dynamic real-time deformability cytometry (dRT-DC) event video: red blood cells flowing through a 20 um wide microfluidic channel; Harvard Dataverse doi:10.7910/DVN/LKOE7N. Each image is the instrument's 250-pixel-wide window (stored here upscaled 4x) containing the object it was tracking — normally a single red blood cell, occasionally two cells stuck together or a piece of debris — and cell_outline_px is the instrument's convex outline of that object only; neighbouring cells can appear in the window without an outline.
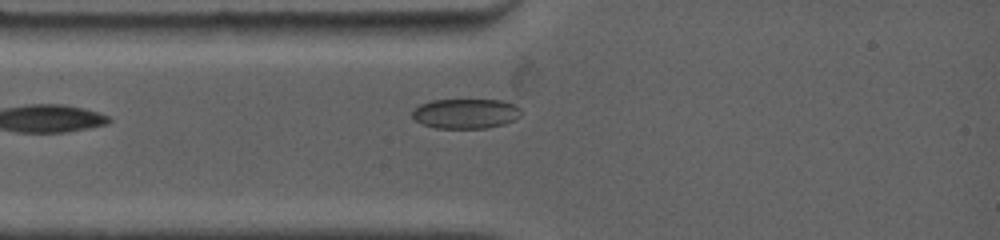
{"species": "common noctule bat (a hibernating species)", "species_latin": "Nyctalus noctula", "temperature_condition": "warm", "stored_images_in_passage": 3, "camera_frame_rate_fps": 4500, "um_per_image_px": 0.085, "animal": {"sex": "female", "body_mass_g": 19.0, "forearm_length_mm": 53.3}, "frame": {"image": 1, "passage_image": 3, "time_ms": 1.556, "image_size_px": [1000, 240], "cell_outline_px": [[520, 116], [504, 124], [488, 128], [436, 128], [420, 124], [412, 116], [412, 112], [420, 104], [432, 100], [504, 100], [516, 104], [520, 108]], "centroid_in_image_um": [39.59, 9.65], "position_along_channel_um": 45.4, "area_um2": 19.02}}